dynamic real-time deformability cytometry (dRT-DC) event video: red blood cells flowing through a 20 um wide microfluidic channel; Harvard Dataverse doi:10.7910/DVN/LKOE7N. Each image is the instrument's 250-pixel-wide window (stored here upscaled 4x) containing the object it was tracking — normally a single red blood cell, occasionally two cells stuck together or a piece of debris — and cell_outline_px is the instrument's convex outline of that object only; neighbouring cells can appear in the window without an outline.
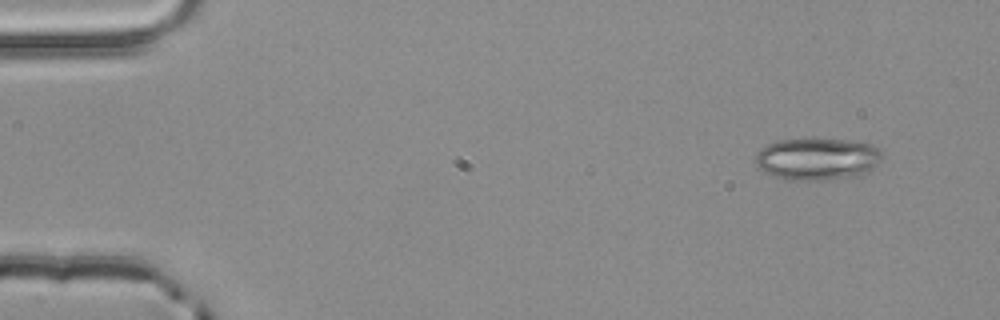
{"species": "common noctule bat (a hibernating species)", "species_latin": "Nyctalus noctula", "temperature_condition": "room temperature", "stored_images_in_passage": 4, "segment_of_instrument_passage": [1, 2], "camera_frame_rate_fps": 3000, "um_per_image_px": 0.085, "animal": {"sex": "male", "body_mass_g": 20.4}, "frame": {"image": 1, "passage_image": 1, "time_ms": 0.0, "image_size_px": [1000, 320], "cell_outline_px": [[884, 156], [868, 172], [860, 176], [820, 180], [788, 180], [776, 176], [760, 168], [756, 164], [756, 152], [760, 148], [768, 144], [780, 140], [804, 136], [844, 140], [872, 144], [884, 152]], "centroid_in_image_um": [69.49, 13.47], "position_along_channel_um": 15.5, "area_um2": 31.73}}